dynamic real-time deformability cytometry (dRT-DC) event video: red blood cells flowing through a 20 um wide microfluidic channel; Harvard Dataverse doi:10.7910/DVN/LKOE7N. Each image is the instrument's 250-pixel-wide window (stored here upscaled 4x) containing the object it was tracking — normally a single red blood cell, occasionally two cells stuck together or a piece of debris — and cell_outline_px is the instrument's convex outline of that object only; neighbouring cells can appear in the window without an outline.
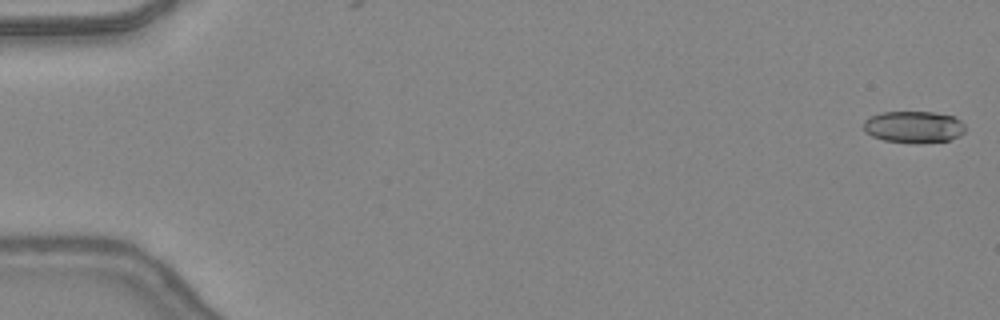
{"species": "common noctule bat (a hibernating species)", "species_latin": "Nyctalus noctula", "temperature_condition": "warm", "stored_images_in_passage": 48, "camera_frame_rate_fps": 3000, "um_per_image_px": 0.085, "animal": {"sex": "female", "body_mass_g": 24.6, "forearm_length_mm": 56.2}, "frame": {"image": 1, "passage_image": 1, "time_ms": 0.0, "image_size_px": [1000, 320], "cell_outline_px": [[964, 132], [960, 136], [948, 140], [920, 144], [912, 144], [884, 140], [872, 136], [864, 132], [864, 120], [868, 116], [880, 112], [932, 112], [952, 116], [960, 120], [964, 124]], "centroid_in_image_um": [77.63, 10.8], "position_along_channel_um": 7.4, "area_um2": 19.13}}
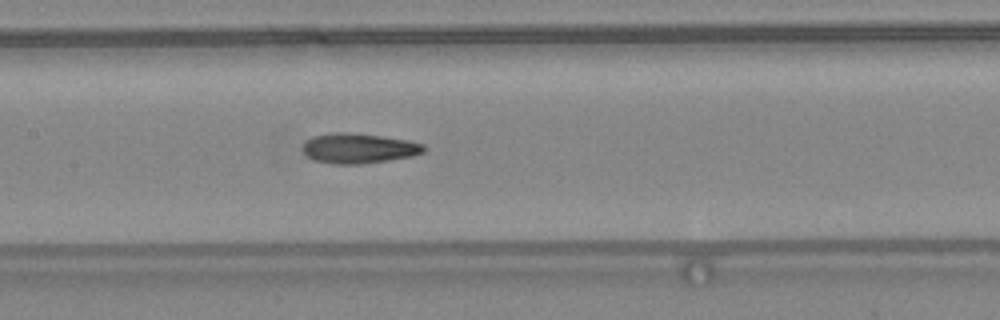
{"frame": {"image": 2, "passage_image": 24, "time_ms": 7.667, "image_size_px": [1000, 320], "cell_outline_px": [[424, 152], [412, 156], [388, 160], [360, 164], [332, 164], [312, 160], [304, 152], [304, 144], [312, 136], [332, 132], [348, 132], [380, 136], [408, 140], [424, 144]], "centroid_in_image_um": [30.48, 12.61], "position_along_channel_um": 176.9, "area_um2": 21.1}}
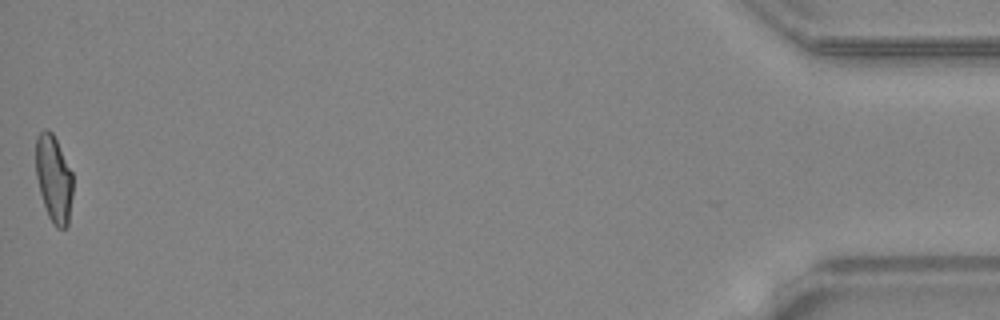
{"frame": {"image": 3, "passage_image": 48, "time_ms": 15.667, "image_size_px": [1000, 320], "cell_outline_px": [[72, 196], [68, 224], [64, 228], [56, 228], [48, 216], [40, 192], [36, 176], [36, 136], [44, 128], [48, 128], [52, 132], [72, 172]], "centroid_in_image_um": [4.56, 15.18], "position_along_channel_um": 430.6, "area_um2": 18.67}, "authors_computed_cell_mechanics": {"area_um2": 20.4901, "velocity_mm_per_s": 4.4244, "shape_relaxation_time_tau1_ms": 6.3765, "shape_relaxation_time_tau2_ms": 2.2819, "deformation_change_tau1": 0.2207, "deformation_change_tau2": 0.1212}}